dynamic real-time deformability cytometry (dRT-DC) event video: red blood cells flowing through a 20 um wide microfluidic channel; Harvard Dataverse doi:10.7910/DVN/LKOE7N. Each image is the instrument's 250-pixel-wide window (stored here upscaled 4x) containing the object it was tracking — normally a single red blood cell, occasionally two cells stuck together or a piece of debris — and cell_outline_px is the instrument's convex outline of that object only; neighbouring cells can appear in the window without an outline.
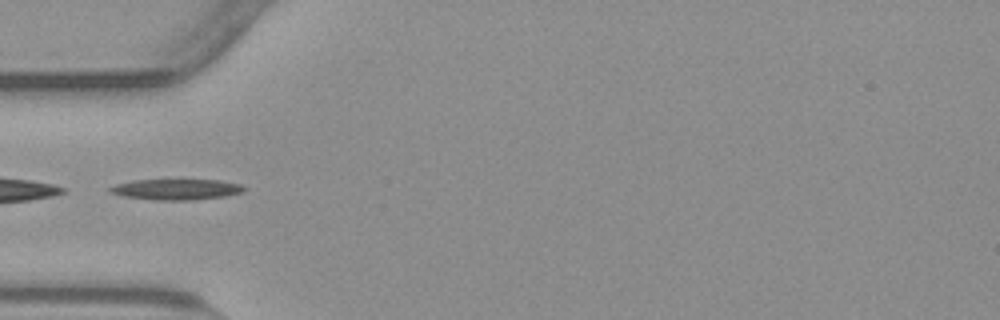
{"species": "common noctule bat (a hibernating species)", "species_latin": "Nyctalus noctula", "temperature_condition": "warm", "stored_images_in_passage": 36, "camera_frame_rate_fps": 3000, "um_per_image_px": 0.085, "animal": {"sex": "male", "body_mass_g": 23.1, "forearm_length_mm": 52.7}, "frame": {"image": 1, "passage_image": 1, "time_ms": 0.0, "image_size_px": [1000, 320], "cell_outline_px": [[248, 188], [244, 192], [224, 196], [192, 200], [156, 200], [124, 196], [108, 192], [108, 188], [116, 184], [136, 180], [220, 180], [240, 184]], "centroid_in_image_um": [15.02, 16.1], "position_along_channel_um": 70.0, "area_um2": 16.18}}
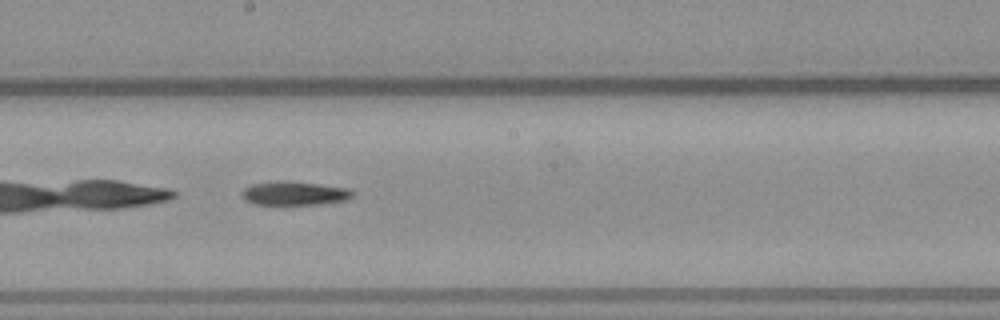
{"frame": {"image": 2, "passage_image": 13, "time_ms": 4.0, "image_size_px": [1000, 320], "cell_outline_px": [[356, 192], [352, 196], [344, 200], [316, 204], [256, 204], [244, 200], [240, 196], [240, 192], [244, 188], [252, 184], [276, 180], [280, 180], [316, 184], [348, 188]], "centroid_in_image_um": [24.95, 16.42], "position_along_channel_um": 223.2, "area_um2": 15.26}}
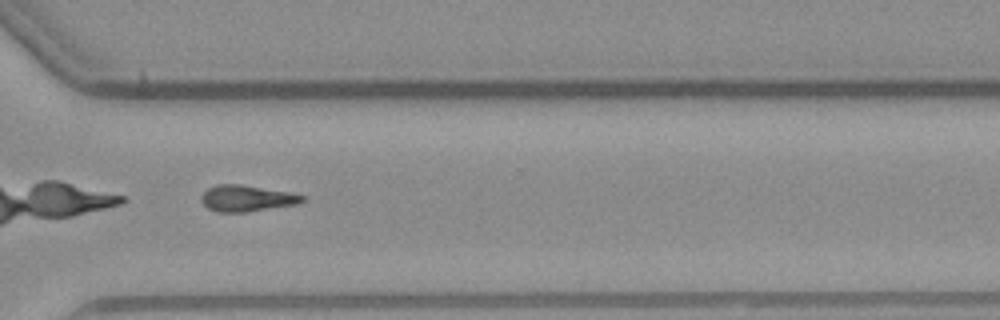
{"frame": {"image": 3, "passage_image": 23, "time_ms": 7.333, "image_size_px": [1000, 320], "cell_outline_px": [[304, 200], [296, 204], [244, 212], [220, 212], [208, 208], [200, 200], [200, 196], [208, 188], [216, 184], [240, 184], [288, 192], [304, 196]], "centroid_in_image_um": [20.91, 16.85], "position_along_channel_um": 349.7, "area_um2": 15.2}, "authors_computed_cell_mechanics": {"area_um2": 15.2592, "velocity_mm_per_s": 3.7956, "shape_relaxation_time_tau1_ms": 7.9702, "shape_relaxation_time_tau2_ms": null, "deformation_change_tau1": 0.2019, "deformation_change_tau2": null}}